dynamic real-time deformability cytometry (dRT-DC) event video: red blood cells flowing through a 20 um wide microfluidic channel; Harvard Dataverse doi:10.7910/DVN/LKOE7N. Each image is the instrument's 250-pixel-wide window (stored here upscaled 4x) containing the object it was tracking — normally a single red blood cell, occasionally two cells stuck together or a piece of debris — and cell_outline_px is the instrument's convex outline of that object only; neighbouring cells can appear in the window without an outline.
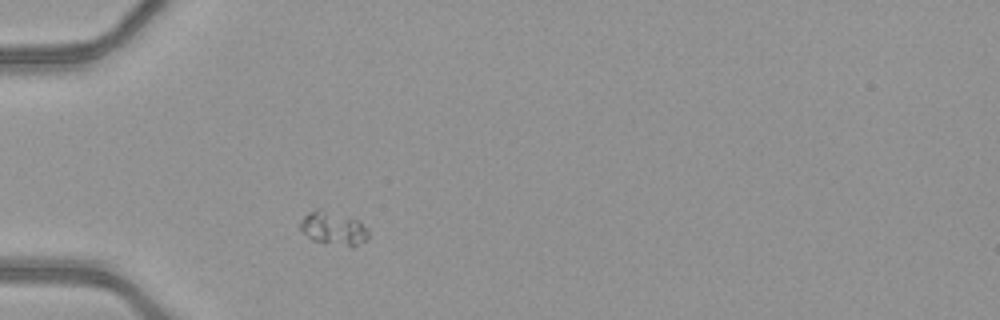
{"species": "common noctule bat (a hibernating species)", "species_latin": "Nyctalus noctula", "temperature_condition": "warm", "stored_images_in_passage": 37, "camera_frame_rate_fps": 3000, "um_per_image_px": 0.085, "animal": {"sex": "female", "body_mass_g": 21.9}, "frame": {"image": 1, "passage_image": 1, "time_ms": 0.0, "image_size_px": [1000, 320], "cell_outline_px": [[368, 240], [352, 248], [312, 240], [300, 232], [300, 224], [304, 216], [308, 212], [316, 208], [320, 208], [356, 220], [368, 228]], "centroid_in_image_um": [28.33, 19.44], "position_along_channel_um": 56.7, "area_um2": 13.41}}
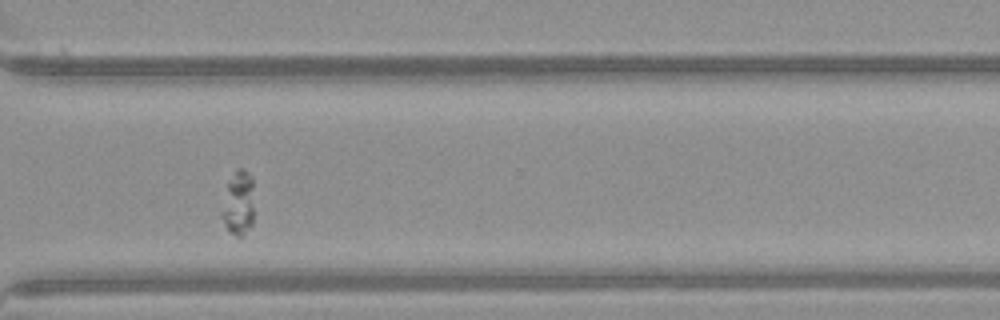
{"frame": {"image": 2, "passage_image": 24, "time_ms": 7.667, "image_size_px": [1000, 320], "cell_outline_px": [[252, 224], [244, 236], [236, 236], [228, 232], [220, 216], [220, 212], [228, 180], [236, 168], [244, 168], [252, 176]], "centroid_in_image_um": [20.23, 17.27], "position_along_channel_um": 350.4, "area_um2": 12.37}}
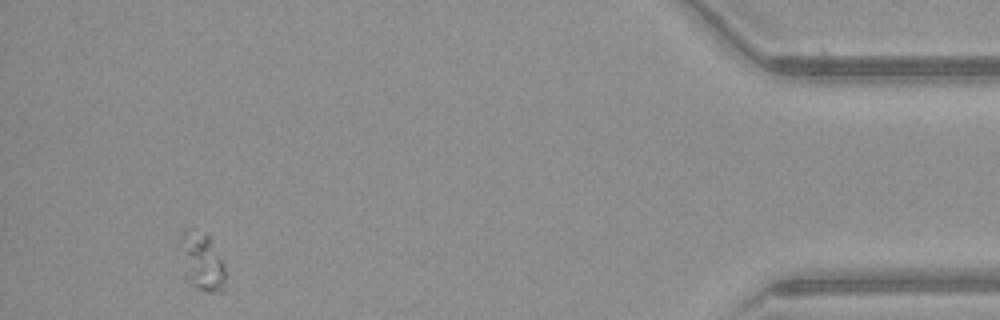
{"frame": {"image": 3, "passage_image": 34, "time_ms": 11.0, "image_size_px": [1000, 320], "cell_outline_px": [[224, 288], [220, 292], [208, 292], [188, 284], [180, 232], [184, 228], [192, 228], [204, 232], [208, 236], [224, 264]], "centroid_in_image_um": [17.18, 22.22], "position_along_channel_um": 418.0, "area_um2": 14.8}}